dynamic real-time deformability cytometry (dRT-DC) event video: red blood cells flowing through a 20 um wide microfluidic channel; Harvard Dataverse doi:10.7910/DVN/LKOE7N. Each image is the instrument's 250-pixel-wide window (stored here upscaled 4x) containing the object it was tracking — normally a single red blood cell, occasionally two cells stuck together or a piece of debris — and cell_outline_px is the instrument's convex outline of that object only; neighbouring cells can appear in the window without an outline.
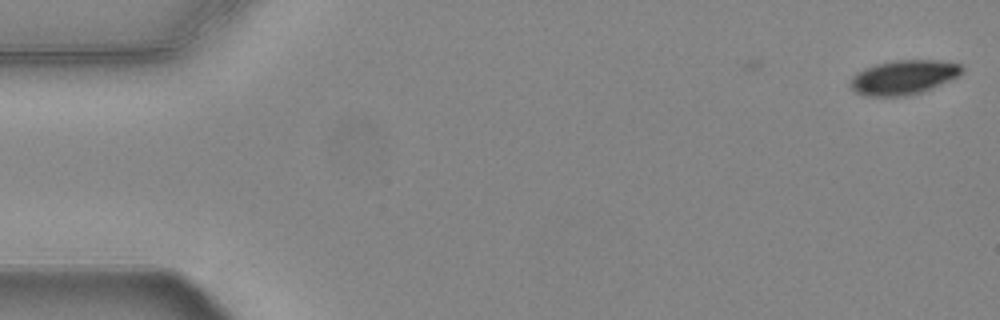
{"species": "common noctule bat (a hibernating species)", "species_latin": "Nyctalus noctula", "temperature_condition": "warm", "stored_images_in_passage": 4, "camera_frame_rate_fps": 3000, "um_per_image_px": 0.085, "animal": {"sex": "female", "body_mass_g": 24.6, "forearm_length_mm": 56.2}, "frame": {"image": 1, "passage_image": 1, "time_ms": 0.0, "image_size_px": [1000, 320], "cell_outline_px": [[964, 72], [960, 76], [924, 92], [908, 96], [864, 96], [856, 92], [848, 84], [852, 76], [856, 72], [864, 68], [876, 64], [896, 60], [936, 60], [960, 64], [964, 68]], "centroid_in_image_um": [76.81, 6.58], "position_along_channel_um": 8.2, "area_um2": 22.72}}